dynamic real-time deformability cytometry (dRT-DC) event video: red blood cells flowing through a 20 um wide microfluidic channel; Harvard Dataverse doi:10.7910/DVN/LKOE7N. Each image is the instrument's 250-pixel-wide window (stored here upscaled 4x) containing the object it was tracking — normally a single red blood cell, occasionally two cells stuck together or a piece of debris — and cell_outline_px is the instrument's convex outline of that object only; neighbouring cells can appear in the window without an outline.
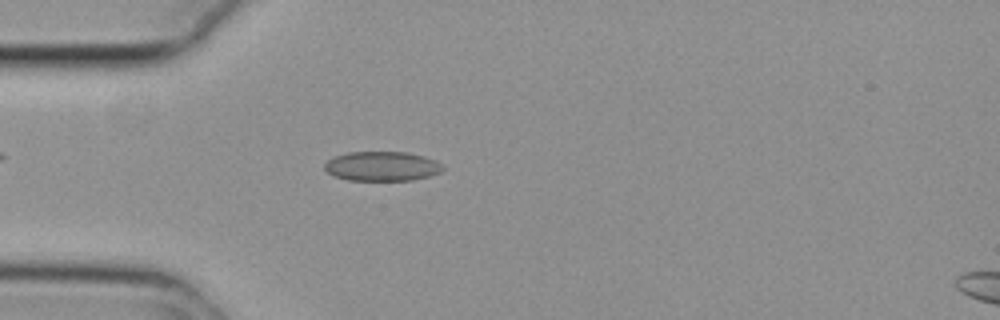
{"species": "common noctule bat (a hibernating species)", "species_latin": "Nyctalus noctula", "temperature_condition": "cold", "stored_images_in_passage": 50, "camera_frame_rate_fps": 3000, "um_per_image_px": 0.085, "animal": {"sex": "female", "body_mass_g": 29.2, "forearm_length_mm": 56.3}, "frame": {"image": 1, "passage_image": 11, "time_ms": 3.333, "image_size_px": [1000, 320], "cell_outline_px": [[444, 168], [440, 172], [428, 176], [412, 180], [348, 180], [336, 176], [328, 172], [324, 168], [324, 164], [332, 156], [348, 152], [408, 152], [424, 156], [436, 160]], "centroid_in_image_um": [32.46, 14.12], "position_along_channel_um": 52.5, "area_um2": 20.29}}
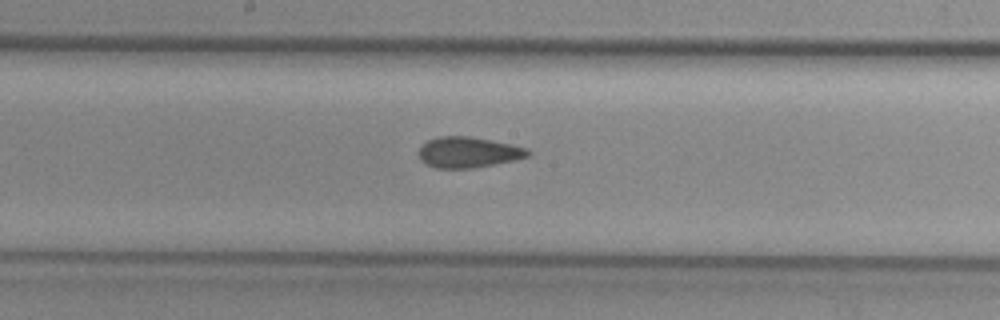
{"frame": {"image": 2, "passage_image": 24, "time_ms": 7.667, "image_size_px": [1000, 320], "cell_outline_px": [[532, 152], [528, 156], [512, 160], [472, 168], [436, 168], [420, 160], [420, 144], [428, 140], [440, 136], [468, 136], [512, 144], [528, 148]], "centroid_in_image_um": [39.8, 12.93], "position_along_channel_um": 208.4, "area_um2": 19.36}}
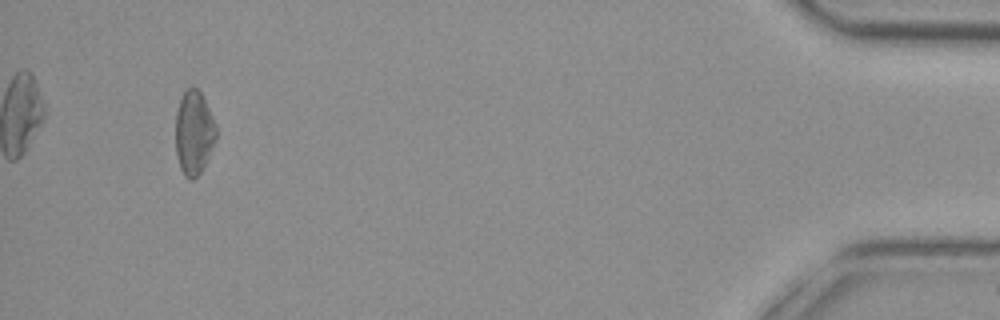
{"frame": {"image": 3, "passage_image": 47, "time_ms": 15.333, "image_size_px": [1000, 320], "cell_outline_px": [[216, 140], [200, 172], [192, 180], [188, 180], [184, 176], [180, 168], [176, 156], [176, 112], [180, 96], [188, 88], [196, 88], [200, 92], [216, 124]], "centroid_in_image_um": [16.46, 11.29], "position_along_channel_um": 418.7, "area_um2": 19.71}, "authors_computed_cell_mechanics": {"area_um2": 19.9988, "velocity_mm_per_s": 3.7839, "shape_relaxation_time_tau1_ms": null, "shape_relaxation_time_tau2_ms": 2.325, "deformation_change_tau1": null, "deformation_change_tau2": 0.0696}}